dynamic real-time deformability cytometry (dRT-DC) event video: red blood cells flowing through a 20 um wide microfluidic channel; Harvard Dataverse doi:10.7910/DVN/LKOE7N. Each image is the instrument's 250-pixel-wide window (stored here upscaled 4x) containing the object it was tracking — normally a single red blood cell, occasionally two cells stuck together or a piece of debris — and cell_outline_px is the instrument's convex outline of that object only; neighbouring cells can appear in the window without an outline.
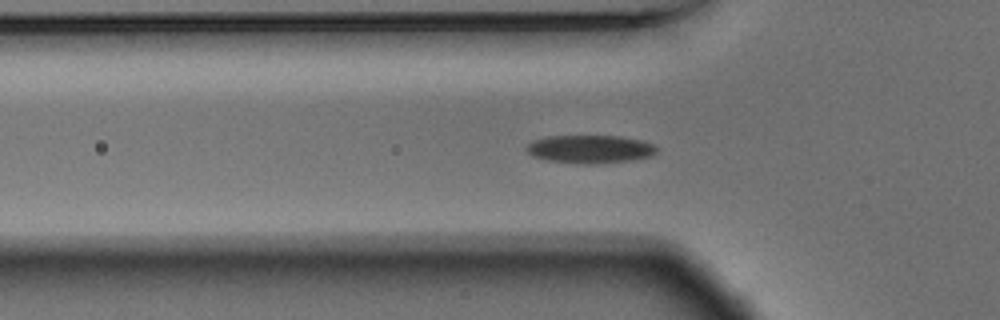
{"species": "Egyptian fruit bat (a non-hibernating species)", "species_latin": "Rousettus aegyptiacus", "temperature_condition": "warm", "stored_images_in_passage": 41, "camera_frame_rate_fps": 3000, "um_per_image_px": 0.085, "animal": {"sex": "male"}, "frame": {"image": 1, "passage_image": 3, "time_ms": 0.667, "image_size_px": [1000, 320], "cell_outline_px": [[656, 152], [652, 156], [632, 160], [592, 164], [580, 164], [548, 160], [532, 156], [528, 152], [528, 144], [532, 140], [548, 136], [620, 136], [640, 140], [652, 144], [656, 148]], "centroid_in_image_um": [50.15, 12.68], "position_along_channel_um": 75.7, "area_um2": 21.21}}
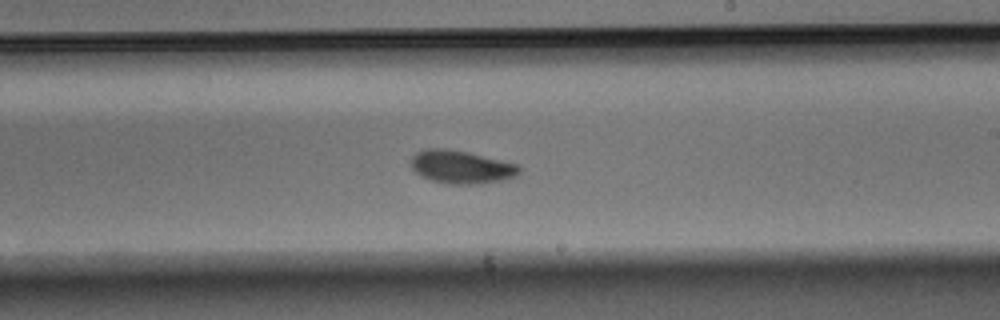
{"frame": {"image": 2, "passage_image": 17, "time_ms": 5.333, "image_size_px": [1000, 320], "cell_outline_px": [[520, 172], [516, 176], [504, 180], [480, 184], [448, 184], [432, 180], [420, 176], [412, 168], [412, 156], [416, 152], [428, 148], [448, 148], [468, 152], [520, 164]], "centroid_in_image_um": [39.24, 14.19], "position_along_channel_um": 249.8, "area_um2": 21.1}}
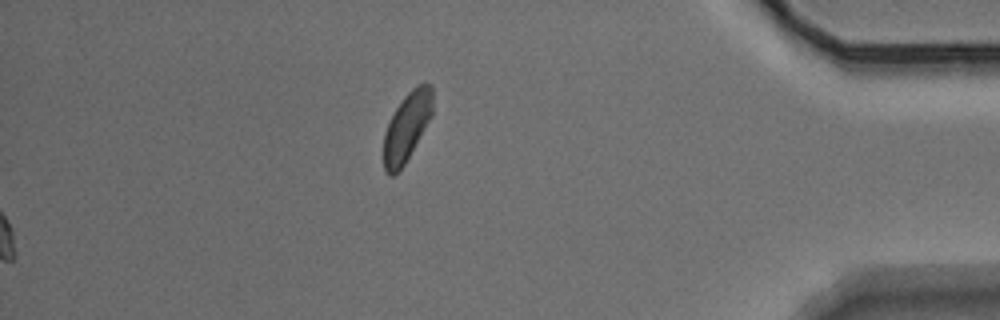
{"frame": {"image": 3, "passage_image": 41, "time_ms": 13.333, "image_size_px": [1000, 320], "cell_outline_px": [[432, 116], [404, 164], [392, 176], [388, 176], [384, 172], [384, 132], [396, 108], [404, 96], [416, 84], [424, 80], [432, 84]], "centroid_in_image_um": [34.6, 10.73], "position_along_channel_um": 400.6, "area_um2": 19.59}, "authors_computed_cell_mechanics": {"area_um2": 19.8832, "velocity_mm_per_s": 3.7162, "shape_relaxation_time_tau1_ms": 3.916, "shape_relaxation_time_tau2_ms": 5.9985, "deformation_change_tau1": 0.1186, "deformation_change_tau2": 0.1006}}